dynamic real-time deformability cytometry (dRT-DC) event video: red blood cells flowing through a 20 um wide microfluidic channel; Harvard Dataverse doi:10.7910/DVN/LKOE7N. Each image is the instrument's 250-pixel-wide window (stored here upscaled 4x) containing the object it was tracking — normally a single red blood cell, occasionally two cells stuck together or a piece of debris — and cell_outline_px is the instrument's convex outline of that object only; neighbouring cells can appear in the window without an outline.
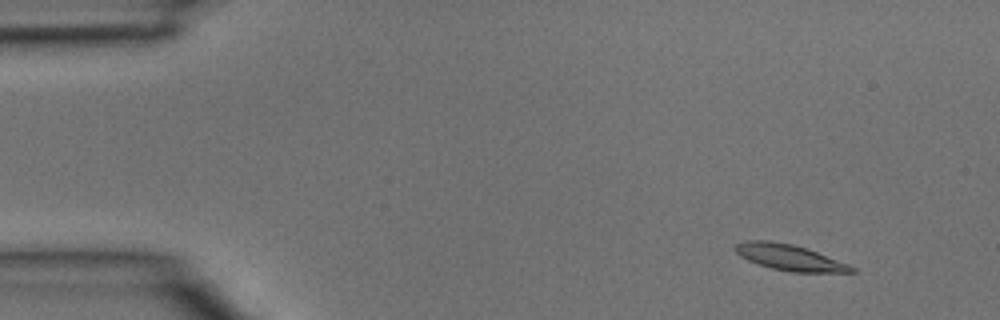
{"species": "common noctule bat (a hibernating species)", "species_latin": "Nyctalus noctula", "temperature_condition": "room temperature", "stored_images_in_passage": 2, "camera_frame_rate_fps": 3000, "um_per_image_px": 0.085, "animal": {"sex": "male", "body_mass_g": 15.6}, "frame": {"image": 1, "passage_image": 2, "time_ms": 0.333, "image_size_px": [1000, 320], "cell_outline_px": [[856, 272], [792, 272], [772, 268], [748, 260], [740, 256], [732, 248], [736, 244], [744, 240], [768, 240], [792, 244], [808, 248], [848, 264], [856, 268]], "centroid_in_image_um": [67.09, 21.87], "position_along_channel_um": 17.9, "area_um2": 17.57}}